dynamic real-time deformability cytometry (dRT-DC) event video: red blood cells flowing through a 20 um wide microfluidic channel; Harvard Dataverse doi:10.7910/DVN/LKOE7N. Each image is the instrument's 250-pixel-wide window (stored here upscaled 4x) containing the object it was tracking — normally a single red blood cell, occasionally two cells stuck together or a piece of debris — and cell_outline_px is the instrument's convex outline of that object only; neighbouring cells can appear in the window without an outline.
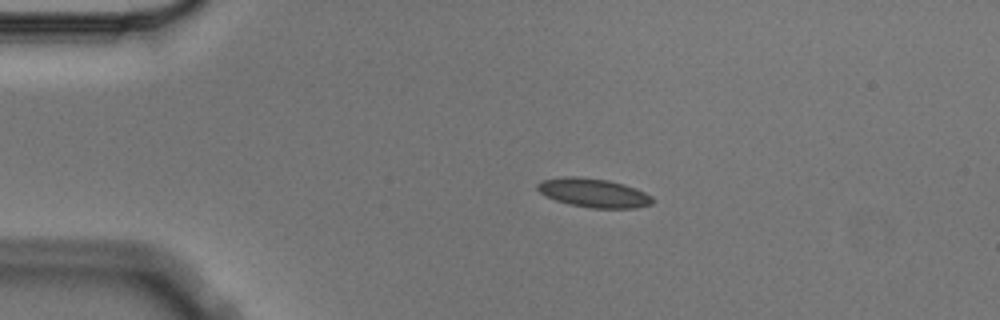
{"species": "Egyptian fruit bat (a non-hibernating species)", "species_latin": "Rousettus aegyptiacus", "temperature_condition": "cold", "stored_images_in_passage": 1, "camera_frame_rate_fps": 3000, "um_per_image_px": 0.085, "animal": {"sex": "male"}, "frame": {"image": 1, "passage_image": 1, "time_ms": 0.0, "image_size_px": [1000, 320], "cell_outline_px": [[656, 200], [652, 204], [636, 208], [588, 208], [568, 204], [556, 200], [540, 192], [536, 188], [536, 184], [544, 180], [564, 176], [576, 176], [608, 180], [624, 184], [636, 188], [652, 196]], "centroid_in_image_um": [50.49, 16.4], "position_along_channel_um": 34.5, "area_um2": 19.48}}